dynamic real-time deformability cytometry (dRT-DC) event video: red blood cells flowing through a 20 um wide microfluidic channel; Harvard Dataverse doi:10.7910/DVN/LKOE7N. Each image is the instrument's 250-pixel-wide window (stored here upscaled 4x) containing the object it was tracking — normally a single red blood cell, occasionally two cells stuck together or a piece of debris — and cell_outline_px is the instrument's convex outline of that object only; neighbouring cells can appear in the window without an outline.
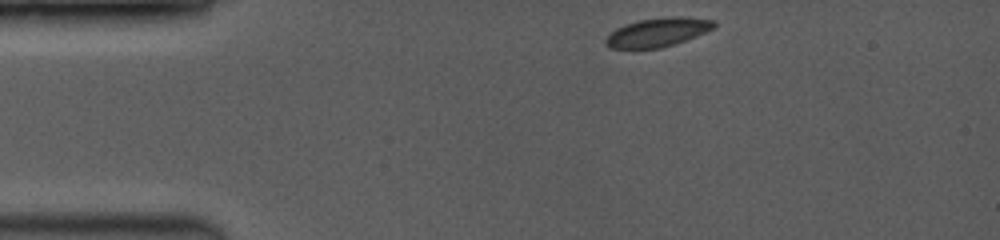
{"species": "common noctule bat (a hibernating species)", "species_latin": "Nyctalus noctula", "temperature_condition": "room temperature", "stored_images_in_passage": 10, "camera_frame_rate_fps": 3500, "um_per_image_px": 0.085, "animal": {"sex": "female", "body_mass_g": 19.0, "forearm_length_mm": 53.3}, "frame": {"image": 1, "passage_image": 1, "time_ms": 0.0, "image_size_px": [1000, 240], "cell_outline_px": [[716, 28], [696, 36], [660, 48], [612, 48], [604, 40], [616, 28], [640, 20], [712, 20], [716, 24]], "centroid_in_image_um": [55.84, 2.81], "position_along_channel_um": 29.2, "area_um2": 16.59}}
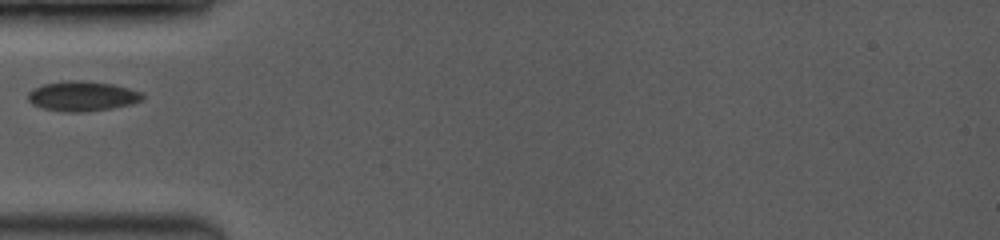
{"frame": {"image": 2, "passage_image": 8, "time_ms": 2.571, "image_size_px": [1000, 240], "cell_outline_px": [[144, 100], [132, 104], [112, 108], [84, 112], [64, 112], [44, 108], [32, 104], [28, 100], [28, 92], [44, 84], [64, 80], [84, 80], [112, 84], [128, 88], [140, 92], [144, 96]], "centroid_in_image_um": [7.01, 8.17], "position_along_channel_um": 78.0, "area_um2": 20.0}}
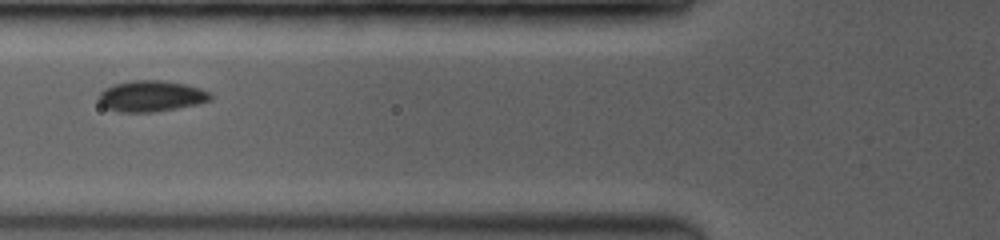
{"frame": {"image": 3, "passage_image": 9, "time_ms": 3.429, "image_size_px": [1000, 240], "cell_outline_px": [[212, 100], [200, 104], [152, 112], [120, 112], [108, 108], [100, 104], [96, 96], [104, 88], [116, 84], [132, 80], [164, 80], [184, 84], [200, 88], [208, 92], [212, 96]], "centroid_in_image_um": [12.84, 8.17], "position_along_channel_um": 113.0, "area_um2": 20.29}}